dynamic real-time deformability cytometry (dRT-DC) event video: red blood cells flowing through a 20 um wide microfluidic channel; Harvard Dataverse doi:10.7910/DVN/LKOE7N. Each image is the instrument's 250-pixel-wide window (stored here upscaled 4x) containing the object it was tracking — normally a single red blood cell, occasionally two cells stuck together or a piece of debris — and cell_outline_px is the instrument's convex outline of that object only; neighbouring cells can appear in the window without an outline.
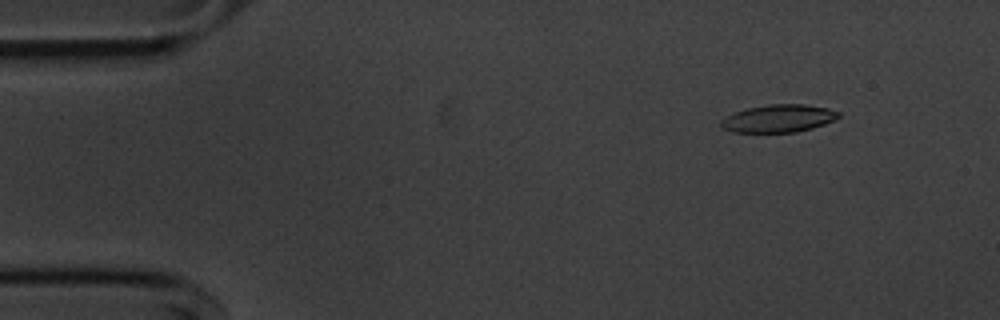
{"species": "common noctule bat (a hibernating species)", "species_latin": "Nyctalus noctula", "temperature_condition": "cold", "stored_images_in_passage": 54, "camera_frame_rate_fps": 3000, "um_per_image_px": 0.085, "animal": {"sex": "male", "body_mass_g": 20.1, "forearm_length_mm": 53.5}, "frame": {"image": 1, "passage_image": 6, "time_ms": 1.667, "image_size_px": [1000, 320], "cell_outline_px": [[840, 116], [824, 124], [812, 128], [796, 132], [732, 132], [720, 128], [720, 120], [736, 112], [748, 108], [768, 104], [804, 104], [828, 108], [840, 112]], "centroid_in_image_um": [66.16, 10.07], "position_along_channel_um": 18.8, "area_um2": 18.9}}
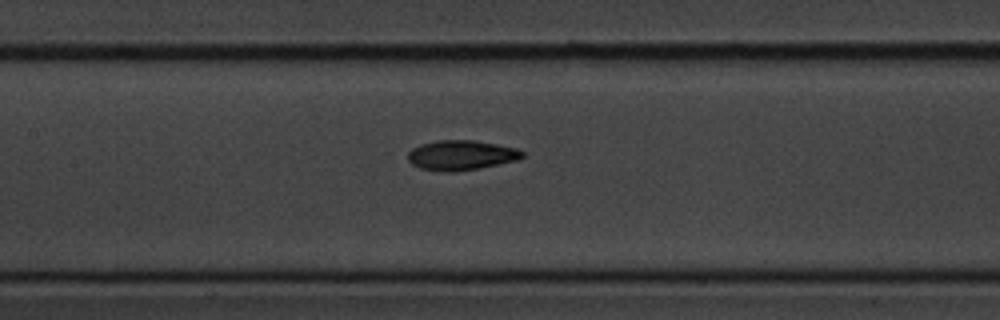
{"frame": {"image": 2, "passage_image": 25, "time_ms": 8.0, "image_size_px": [1000, 320], "cell_outline_px": [[524, 156], [516, 160], [480, 168], [452, 172], [444, 172], [420, 168], [412, 164], [408, 160], [408, 152], [412, 148], [420, 144], [440, 140], [472, 140], [496, 144], [516, 148], [524, 152]], "centroid_in_image_um": [39.18, 13.19], "position_along_channel_um": 168.2, "area_um2": 19.83}}
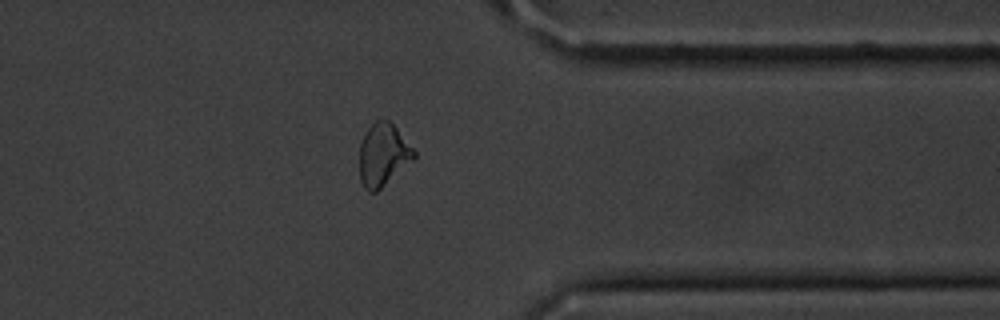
{"frame": {"image": 3, "passage_image": 43, "time_ms": 14.0, "image_size_px": [1000, 320], "cell_outline_px": [[416, 156], [412, 160], [376, 192], [368, 192], [364, 188], [360, 180], [360, 144], [364, 132], [376, 120], [388, 120], [396, 128], [416, 152]], "centroid_in_image_um": [32.53, 13.16], "position_along_channel_um": 378.9, "area_um2": 19.54}, "authors_computed_cell_mechanics": {"area_um2": 19.7387, "velocity_mm_per_s": 3.6522, "shape_relaxation_time_tau1_ms": 4.8756, "shape_relaxation_time_tau2_ms": 3.9288, "deformation_change_tau1": 0.1384, "deformation_change_tau2": 0.116}}